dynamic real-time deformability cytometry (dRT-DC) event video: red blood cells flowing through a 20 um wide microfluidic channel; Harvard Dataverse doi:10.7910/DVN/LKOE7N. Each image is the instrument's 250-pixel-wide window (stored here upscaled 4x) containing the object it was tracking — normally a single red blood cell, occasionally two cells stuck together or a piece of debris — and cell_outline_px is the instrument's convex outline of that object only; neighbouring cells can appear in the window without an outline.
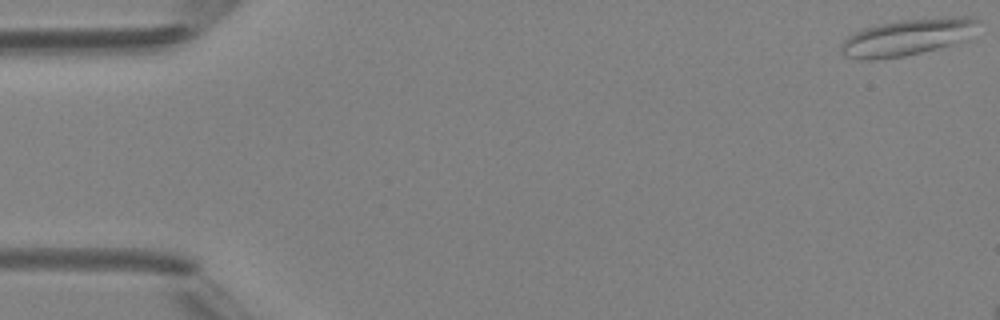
{"species": "Egyptian fruit bat (a non-hibernating species)", "species_latin": "Rousettus aegyptiacus", "temperature_condition": "room temperature", "stored_images_in_passage": 3, "camera_frame_rate_fps": 3000, "um_per_image_px": 0.085, "animal": {"sex": "female"}, "frame": {"image": 1, "passage_image": 1, "time_ms": 0.0, "image_size_px": [1000, 320], "cell_outline_px": [[984, 20], [948, 44], [936, 48], [904, 56], [872, 60], [860, 60], [844, 56], [840, 52], [840, 44], [848, 36], [864, 28], [880, 24], [900, 20], [948, 16], [968, 16]], "centroid_in_image_um": [76.97, 3.15], "position_along_channel_um": 8.0, "area_um2": 28.38}}